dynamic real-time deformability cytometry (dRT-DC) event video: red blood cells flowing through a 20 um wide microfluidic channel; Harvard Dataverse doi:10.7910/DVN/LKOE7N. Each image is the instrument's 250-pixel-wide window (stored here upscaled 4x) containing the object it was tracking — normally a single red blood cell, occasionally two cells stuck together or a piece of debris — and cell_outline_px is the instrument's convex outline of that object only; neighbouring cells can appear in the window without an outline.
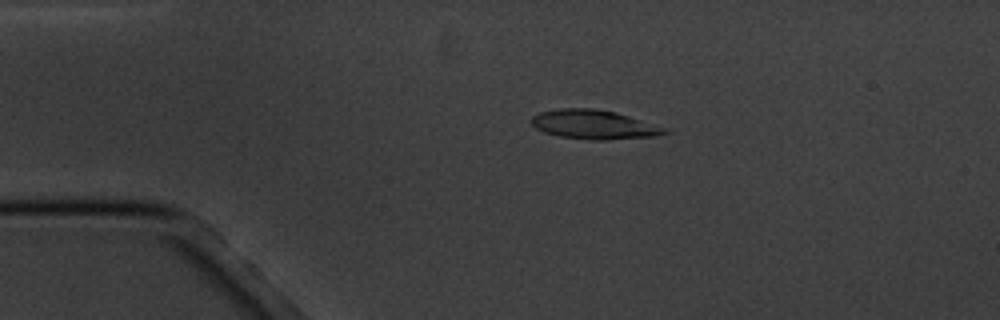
{"species": "common noctule bat (a hibernating species)", "species_latin": "Nyctalus noctula", "temperature_condition": "cold", "stored_images_in_passage": 7, "camera_frame_rate_fps": 3000, "um_per_image_px": 0.085, "animal": {"sex": "male", "body_mass_g": 20.1, "forearm_length_mm": 53.5}, "frame": {"image": 1, "passage_image": 2, "time_ms": 1.333, "image_size_px": [1000, 320], "cell_outline_px": [[672, 132], [656, 136], [604, 140], [588, 140], [560, 136], [544, 132], [536, 128], [532, 124], [532, 116], [540, 112], [560, 108], [592, 108], [616, 112], [668, 128]], "centroid_in_image_um": [50.53, 10.59], "position_along_channel_um": 34.5, "area_um2": 22.72}}
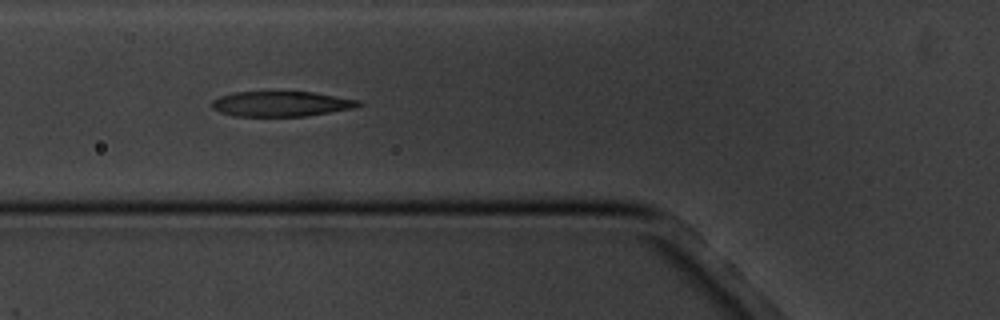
{"frame": {"image": 2, "passage_image": 4, "time_ms": 4.333, "image_size_px": [1000, 320], "cell_outline_px": [[364, 104], [352, 108], [304, 116], [236, 116], [220, 112], [212, 108], [212, 100], [220, 96], [236, 92], [312, 92], [360, 100]], "centroid_in_image_um": [23.89, 8.82], "position_along_channel_um": 101.9, "area_um2": 21.27}}
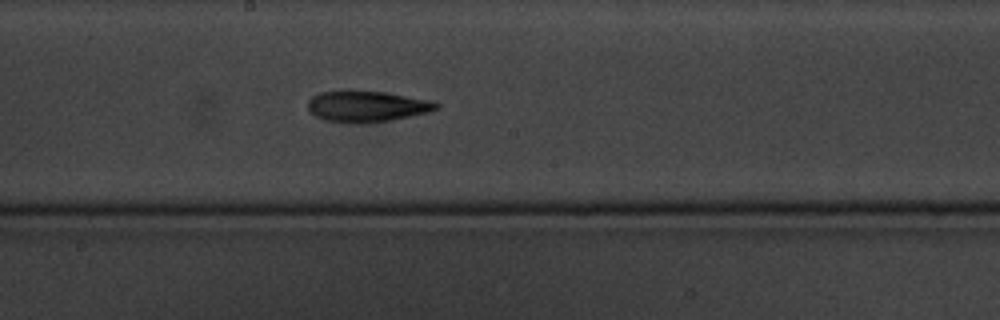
{"frame": {"image": 3, "passage_image": 7, "time_ms": 7.667, "image_size_px": [1000, 320], "cell_outline_px": [[440, 108], [428, 112], [388, 120], [360, 124], [348, 124], [324, 120], [316, 116], [308, 108], [308, 100], [312, 96], [320, 92], [340, 88], [348, 88], [384, 92], [428, 100], [440, 104]], "centroid_in_image_um": [31.09, 9.01], "position_along_channel_um": 217.1, "area_um2": 23.81}}